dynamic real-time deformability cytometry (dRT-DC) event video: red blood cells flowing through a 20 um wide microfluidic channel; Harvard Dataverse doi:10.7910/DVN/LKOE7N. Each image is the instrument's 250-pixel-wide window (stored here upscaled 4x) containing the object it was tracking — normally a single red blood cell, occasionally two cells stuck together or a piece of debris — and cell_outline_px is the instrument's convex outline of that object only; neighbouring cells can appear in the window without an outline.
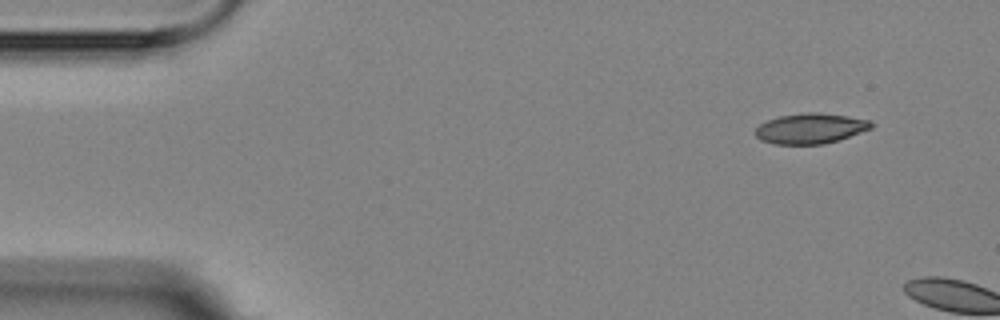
{"species": "Egyptian fruit bat (a non-hibernating species)", "species_latin": "Rousettus aegyptiacus", "temperature_condition": "room temperature", "stored_images_in_passage": 2, "camera_frame_rate_fps": 3000, "um_per_image_px": 0.085, "animal": {"sex": "female"}, "frame": {"image": 1, "passage_image": 2, "time_ms": 1.333, "image_size_px": [1000, 320], "cell_outline_px": [[876, 124], [872, 128], [824, 144], [772, 144], [760, 140], [756, 136], [756, 128], [760, 124], [768, 120], [780, 116], [804, 112], [820, 112], [848, 116], [872, 120]], "centroid_in_image_um": [68.91, 10.91], "position_along_channel_um": 16.1, "area_um2": 20.52}}